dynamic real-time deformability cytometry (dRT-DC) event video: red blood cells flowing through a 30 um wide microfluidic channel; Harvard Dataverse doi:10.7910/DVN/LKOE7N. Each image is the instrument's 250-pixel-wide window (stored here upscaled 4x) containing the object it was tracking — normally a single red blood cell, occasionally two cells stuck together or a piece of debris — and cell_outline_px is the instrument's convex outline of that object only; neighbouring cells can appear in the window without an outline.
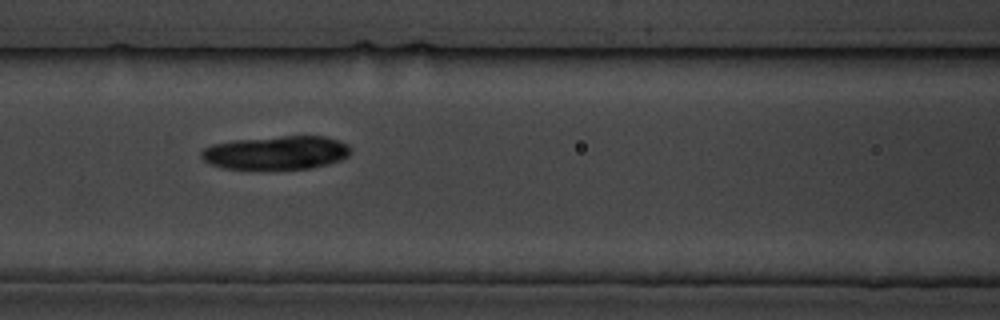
{"species": "common noctule bat (a hibernating species)", "species_latin": "Nyctalus noctula", "temperature_condition": "cold", "stored_images_in_passage": 7, "camera_frame_rate_fps": 3000, "um_per_image_px": 0.085, "animal": {"sex": "male", "body_mass_g": 19.5, "forearm_length_mm": 54.6}, "frame": {"image": 1, "passage_image": 6, "time_ms": 7.667, "image_size_px": [1000, 320], "cell_outline_px": [[352, 152], [348, 156], [340, 160], [328, 164], [312, 168], [224, 168], [208, 164], [200, 156], [200, 152], [204, 148], [212, 144], [232, 140], [280, 136], [324, 136], [340, 140], [348, 144], [352, 148]], "centroid_in_image_um": [23.5, 12.96], "position_along_channel_um": 143.1, "area_um2": 29.3}}